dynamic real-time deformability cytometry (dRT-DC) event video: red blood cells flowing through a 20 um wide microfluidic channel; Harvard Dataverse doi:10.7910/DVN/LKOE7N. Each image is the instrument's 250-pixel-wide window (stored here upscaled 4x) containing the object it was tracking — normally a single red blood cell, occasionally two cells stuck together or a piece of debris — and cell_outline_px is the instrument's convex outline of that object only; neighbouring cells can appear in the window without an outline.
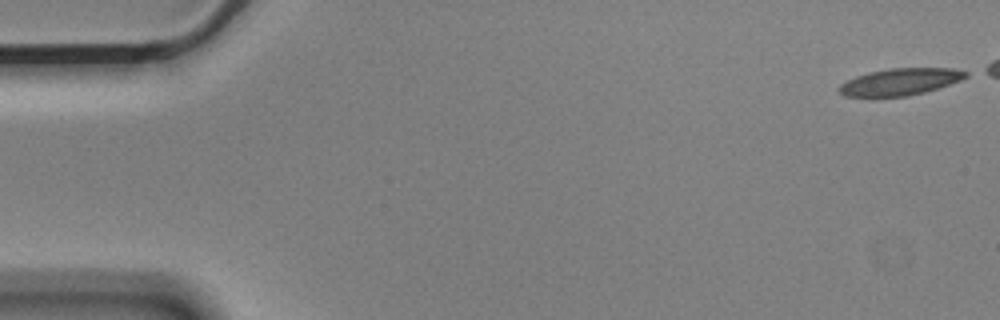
{"species": "Egyptian fruit bat (a non-hibernating species)", "species_latin": "Rousettus aegyptiacus", "temperature_condition": "cold", "stored_images_in_passage": 49, "camera_frame_rate_fps": 3000, "um_per_image_px": 0.085, "animal": {"sex": "male"}, "frame": {"image": 1, "passage_image": 1, "time_ms": 0.0, "image_size_px": [1000, 320], "cell_outline_px": [[968, 76], [960, 80], [924, 92], [908, 96], [844, 96], [836, 88], [840, 84], [856, 76], [868, 72], [888, 68], [952, 68], [968, 72]], "centroid_in_image_um": [76.49, 6.94], "position_along_channel_um": 8.5, "area_um2": 19.65}}
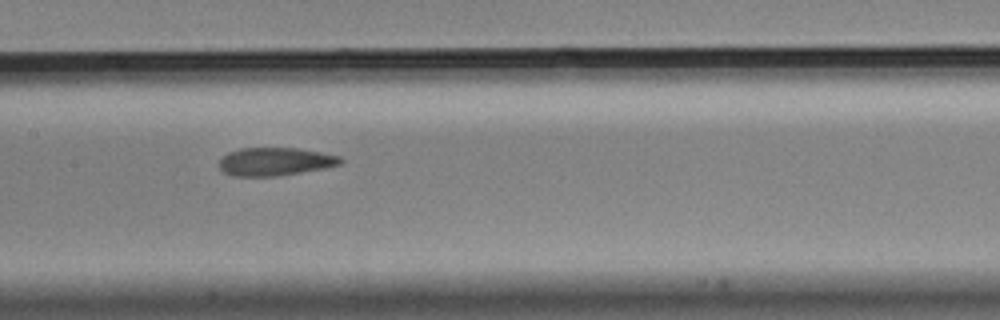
{"frame": {"image": 2, "passage_image": 27, "time_ms": 8.667, "image_size_px": [1000, 320], "cell_outline_px": [[344, 160], [340, 164], [324, 168], [276, 176], [232, 176], [224, 172], [220, 168], [220, 156], [228, 152], [240, 148], [296, 148], [320, 152], [340, 156]], "centroid_in_image_um": [23.36, 13.73], "position_along_channel_um": 184.0, "area_um2": 19.83}}
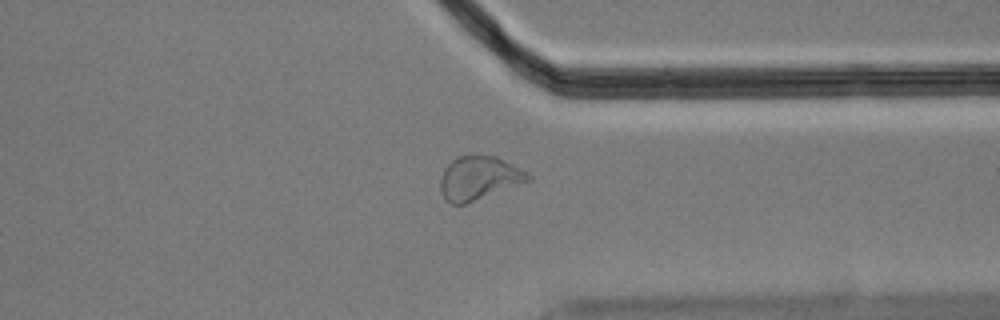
{"frame": {"image": 3, "passage_image": 43, "time_ms": 14.0, "image_size_px": [1000, 320], "cell_outline_px": [[532, 180], [464, 204], [452, 204], [440, 192], [440, 176], [444, 168], [456, 156], [472, 152], [496, 156], [528, 172], [532, 176]], "centroid_in_image_um": [40.7, 15.08], "position_along_channel_um": 370.7, "area_um2": 22.72}}